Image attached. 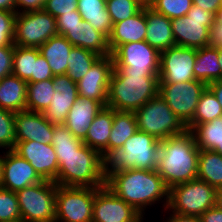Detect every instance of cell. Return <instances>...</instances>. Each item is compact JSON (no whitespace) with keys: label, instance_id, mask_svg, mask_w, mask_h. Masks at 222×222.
I'll return each mask as SVG.
<instances>
[{"label":"cell","instance_id":"cell-15","mask_svg":"<svg viewBox=\"0 0 222 222\" xmlns=\"http://www.w3.org/2000/svg\"><path fill=\"white\" fill-rule=\"evenodd\" d=\"M143 218L108 186L95 188L92 222H143Z\"/></svg>","mask_w":222,"mask_h":222},{"label":"cell","instance_id":"cell-14","mask_svg":"<svg viewBox=\"0 0 222 222\" xmlns=\"http://www.w3.org/2000/svg\"><path fill=\"white\" fill-rule=\"evenodd\" d=\"M197 49L174 45L160 52L159 83L196 80L194 65Z\"/></svg>","mask_w":222,"mask_h":222},{"label":"cell","instance_id":"cell-25","mask_svg":"<svg viewBox=\"0 0 222 222\" xmlns=\"http://www.w3.org/2000/svg\"><path fill=\"white\" fill-rule=\"evenodd\" d=\"M113 124V109L103 107L96 115L83 143L90 148L97 150L102 156L108 151V140Z\"/></svg>","mask_w":222,"mask_h":222},{"label":"cell","instance_id":"cell-10","mask_svg":"<svg viewBox=\"0 0 222 222\" xmlns=\"http://www.w3.org/2000/svg\"><path fill=\"white\" fill-rule=\"evenodd\" d=\"M56 35H58L56 18L44 9L16 14L15 46L39 48Z\"/></svg>","mask_w":222,"mask_h":222},{"label":"cell","instance_id":"cell-33","mask_svg":"<svg viewBox=\"0 0 222 222\" xmlns=\"http://www.w3.org/2000/svg\"><path fill=\"white\" fill-rule=\"evenodd\" d=\"M26 110L42 113L51 102L55 90L52 79L27 83Z\"/></svg>","mask_w":222,"mask_h":222},{"label":"cell","instance_id":"cell-55","mask_svg":"<svg viewBox=\"0 0 222 222\" xmlns=\"http://www.w3.org/2000/svg\"><path fill=\"white\" fill-rule=\"evenodd\" d=\"M216 21L222 24V6L218 9L216 14Z\"/></svg>","mask_w":222,"mask_h":222},{"label":"cell","instance_id":"cell-9","mask_svg":"<svg viewBox=\"0 0 222 222\" xmlns=\"http://www.w3.org/2000/svg\"><path fill=\"white\" fill-rule=\"evenodd\" d=\"M216 16L193 5L185 16L171 19L175 44L199 49L210 45V28Z\"/></svg>","mask_w":222,"mask_h":222},{"label":"cell","instance_id":"cell-36","mask_svg":"<svg viewBox=\"0 0 222 222\" xmlns=\"http://www.w3.org/2000/svg\"><path fill=\"white\" fill-rule=\"evenodd\" d=\"M221 116L222 106L214 93L207 87L198 101L193 119L187 125L203 124Z\"/></svg>","mask_w":222,"mask_h":222},{"label":"cell","instance_id":"cell-57","mask_svg":"<svg viewBox=\"0 0 222 222\" xmlns=\"http://www.w3.org/2000/svg\"><path fill=\"white\" fill-rule=\"evenodd\" d=\"M3 156H0V186L2 183Z\"/></svg>","mask_w":222,"mask_h":222},{"label":"cell","instance_id":"cell-1","mask_svg":"<svg viewBox=\"0 0 222 222\" xmlns=\"http://www.w3.org/2000/svg\"><path fill=\"white\" fill-rule=\"evenodd\" d=\"M51 145L59 163L57 185L89 188L106 185L102 155L77 139L65 125H54Z\"/></svg>","mask_w":222,"mask_h":222},{"label":"cell","instance_id":"cell-16","mask_svg":"<svg viewBox=\"0 0 222 222\" xmlns=\"http://www.w3.org/2000/svg\"><path fill=\"white\" fill-rule=\"evenodd\" d=\"M114 68L112 55L100 56L78 83V96L107 106L110 77Z\"/></svg>","mask_w":222,"mask_h":222},{"label":"cell","instance_id":"cell-40","mask_svg":"<svg viewBox=\"0 0 222 222\" xmlns=\"http://www.w3.org/2000/svg\"><path fill=\"white\" fill-rule=\"evenodd\" d=\"M21 219L16 192L0 187V222Z\"/></svg>","mask_w":222,"mask_h":222},{"label":"cell","instance_id":"cell-29","mask_svg":"<svg viewBox=\"0 0 222 222\" xmlns=\"http://www.w3.org/2000/svg\"><path fill=\"white\" fill-rule=\"evenodd\" d=\"M196 80L207 85L221 79L218 46H206L197 49L195 65L193 68Z\"/></svg>","mask_w":222,"mask_h":222},{"label":"cell","instance_id":"cell-13","mask_svg":"<svg viewBox=\"0 0 222 222\" xmlns=\"http://www.w3.org/2000/svg\"><path fill=\"white\" fill-rule=\"evenodd\" d=\"M208 87L200 80L182 83H159L158 94L186 126L194 116L198 101Z\"/></svg>","mask_w":222,"mask_h":222},{"label":"cell","instance_id":"cell-22","mask_svg":"<svg viewBox=\"0 0 222 222\" xmlns=\"http://www.w3.org/2000/svg\"><path fill=\"white\" fill-rule=\"evenodd\" d=\"M103 107L99 101L78 96L68 112L64 125L77 139L83 141L90 124Z\"/></svg>","mask_w":222,"mask_h":222},{"label":"cell","instance_id":"cell-35","mask_svg":"<svg viewBox=\"0 0 222 222\" xmlns=\"http://www.w3.org/2000/svg\"><path fill=\"white\" fill-rule=\"evenodd\" d=\"M40 55L38 48L14 45L12 74L26 81L34 82V61Z\"/></svg>","mask_w":222,"mask_h":222},{"label":"cell","instance_id":"cell-46","mask_svg":"<svg viewBox=\"0 0 222 222\" xmlns=\"http://www.w3.org/2000/svg\"><path fill=\"white\" fill-rule=\"evenodd\" d=\"M46 1L47 0H15V12L17 14L42 10L45 6Z\"/></svg>","mask_w":222,"mask_h":222},{"label":"cell","instance_id":"cell-56","mask_svg":"<svg viewBox=\"0 0 222 222\" xmlns=\"http://www.w3.org/2000/svg\"><path fill=\"white\" fill-rule=\"evenodd\" d=\"M212 151H215V152H217V153L222 155V137H221L220 145H217Z\"/></svg>","mask_w":222,"mask_h":222},{"label":"cell","instance_id":"cell-51","mask_svg":"<svg viewBox=\"0 0 222 222\" xmlns=\"http://www.w3.org/2000/svg\"><path fill=\"white\" fill-rule=\"evenodd\" d=\"M208 88L214 93L222 106V79L209 83Z\"/></svg>","mask_w":222,"mask_h":222},{"label":"cell","instance_id":"cell-43","mask_svg":"<svg viewBox=\"0 0 222 222\" xmlns=\"http://www.w3.org/2000/svg\"><path fill=\"white\" fill-rule=\"evenodd\" d=\"M14 46L0 47V80L13 72Z\"/></svg>","mask_w":222,"mask_h":222},{"label":"cell","instance_id":"cell-8","mask_svg":"<svg viewBox=\"0 0 222 222\" xmlns=\"http://www.w3.org/2000/svg\"><path fill=\"white\" fill-rule=\"evenodd\" d=\"M57 184L43 180L16 192L24 222H55Z\"/></svg>","mask_w":222,"mask_h":222},{"label":"cell","instance_id":"cell-49","mask_svg":"<svg viewBox=\"0 0 222 222\" xmlns=\"http://www.w3.org/2000/svg\"><path fill=\"white\" fill-rule=\"evenodd\" d=\"M200 218L202 222H222V210L214 206L206 210Z\"/></svg>","mask_w":222,"mask_h":222},{"label":"cell","instance_id":"cell-24","mask_svg":"<svg viewBox=\"0 0 222 222\" xmlns=\"http://www.w3.org/2000/svg\"><path fill=\"white\" fill-rule=\"evenodd\" d=\"M147 32L145 41L162 52L176 45L172 32L171 19L145 5Z\"/></svg>","mask_w":222,"mask_h":222},{"label":"cell","instance_id":"cell-47","mask_svg":"<svg viewBox=\"0 0 222 222\" xmlns=\"http://www.w3.org/2000/svg\"><path fill=\"white\" fill-rule=\"evenodd\" d=\"M193 5L198 6L208 12L213 13L215 16L218 9L222 6V0H192Z\"/></svg>","mask_w":222,"mask_h":222},{"label":"cell","instance_id":"cell-3","mask_svg":"<svg viewBox=\"0 0 222 222\" xmlns=\"http://www.w3.org/2000/svg\"><path fill=\"white\" fill-rule=\"evenodd\" d=\"M199 148L189 130L160 140L159 175L170 189L172 186L197 179Z\"/></svg>","mask_w":222,"mask_h":222},{"label":"cell","instance_id":"cell-20","mask_svg":"<svg viewBox=\"0 0 222 222\" xmlns=\"http://www.w3.org/2000/svg\"><path fill=\"white\" fill-rule=\"evenodd\" d=\"M54 125L43 113L32 111L15 112V139L16 141H37L51 144Z\"/></svg>","mask_w":222,"mask_h":222},{"label":"cell","instance_id":"cell-6","mask_svg":"<svg viewBox=\"0 0 222 222\" xmlns=\"http://www.w3.org/2000/svg\"><path fill=\"white\" fill-rule=\"evenodd\" d=\"M137 130L159 140L183 134L187 128L158 94L134 112Z\"/></svg>","mask_w":222,"mask_h":222},{"label":"cell","instance_id":"cell-5","mask_svg":"<svg viewBox=\"0 0 222 222\" xmlns=\"http://www.w3.org/2000/svg\"><path fill=\"white\" fill-rule=\"evenodd\" d=\"M159 76L137 72H112L107 107L116 111L135 112L158 95Z\"/></svg>","mask_w":222,"mask_h":222},{"label":"cell","instance_id":"cell-18","mask_svg":"<svg viewBox=\"0 0 222 222\" xmlns=\"http://www.w3.org/2000/svg\"><path fill=\"white\" fill-rule=\"evenodd\" d=\"M43 179L33 166L13 150L3 156L2 183L4 189L17 192L25 187L42 182Z\"/></svg>","mask_w":222,"mask_h":222},{"label":"cell","instance_id":"cell-50","mask_svg":"<svg viewBox=\"0 0 222 222\" xmlns=\"http://www.w3.org/2000/svg\"><path fill=\"white\" fill-rule=\"evenodd\" d=\"M167 222H202L200 216L184 215L172 212Z\"/></svg>","mask_w":222,"mask_h":222},{"label":"cell","instance_id":"cell-30","mask_svg":"<svg viewBox=\"0 0 222 222\" xmlns=\"http://www.w3.org/2000/svg\"><path fill=\"white\" fill-rule=\"evenodd\" d=\"M197 179L215 189L222 188V155L212 150L199 149Z\"/></svg>","mask_w":222,"mask_h":222},{"label":"cell","instance_id":"cell-31","mask_svg":"<svg viewBox=\"0 0 222 222\" xmlns=\"http://www.w3.org/2000/svg\"><path fill=\"white\" fill-rule=\"evenodd\" d=\"M137 131L134 112L113 109V124L108 140V150L123 147L125 141Z\"/></svg>","mask_w":222,"mask_h":222},{"label":"cell","instance_id":"cell-12","mask_svg":"<svg viewBox=\"0 0 222 222\" xmlns=\"http://www.w3.org/2000/svg\"><path fill=\"white\" fill-rule=\"evenodd\" d=\"M112 72H137L143 75L158 76L160 52L145 40L120 45L112 54Z\"/></svg>","mask_w":222,"mask_h":222},{"label":"cell","instance_id":"cell-4","mask_svg":"<svg viewBox=\"0 0 222 222\" xmlns=\"http://www.w3.org/2000/svg\"><path fill=\"white\" fill-rule=\"evenodd\" d=\"M160 140L137 130L123 147L108 150L102 156V174L107 180L111 175L128 169L156 170Z\"/></svg>","mask_w":222,"mask_h":222},{"label":"cell","instance_id":"cell-17","mask_svg":"<svg viewBox=\"0 0 222 222\" xmlns=\"http://www.w3.org/2000/svg\"><path fill=\"white\" fill-rule=\"evenodd\" d=\"M13 151L27 160L43 180L57 179L59 163L54 147L37 141H15Z\"/></svg>","mask_w":222,"mask_h":222},{"label":"cell","instance_id":"cell-32","mask_svg":"<svg viewBox=\"0 0 222 222\" xmlns=\"http://www.w3.org/2000/svg\"><path fill=\"white\" fill-rule=\"evenodd\" d=\"M194 137L196 146L202 150H213L221 143L222 116L198 125H186Z\"/></svg>","mask_w":222,"mask_h":222},{"label":"cell","instance_id":"cell-52","mask_svg":"<svg viewBox=\"0 0 222 222\" xmlns=\"http://www.w3.org/2000/svg\"><path fill=\"white\" fill-rule=\"evenodd\" d=\"M0 10L15 12V0H0Z\"/></svg>","mask_w":222,"mask_h":222},{"label":"cell","instance_id":"cell-39","mask_svg":"<svg viewBox=\"0 0 222 222\" xmlns=\"http://www.w3.org/2000/svg\"><path fill=\"white\" fill-rule=\"evenodd\" d=\"M15 112L0 108V148L15 146Z\"/></svg>","mask_w":222,"mask_h":222},{"label":"cell","instance_id":"cell-58","mask_svg":"<svg viewBox=\"0 0 222 222\" xmlns=\"http://www.w3.org/2000/svg\"><path fill=\"white\" fill-rule=\"evenodd\" d=\"M144 5H149L152 0H140Z\"/></svg>","mask_w":222,"mask_h":222},{"label":"cell","instance_id":"cell-2","mask_svg":"<svg viewBox=\"0 0 222 222\" xmlns=\"http://www.w3.org/2000/svg\"><path fill=\"white\" fill-rule=\"evenodd\" d=\"M106 186L142 216L147 206L160 199L165 200V210L168 206L169 188L157 170H123L111 175L106 180Z\"/></svg>","mask_w":222,"mask_h":222},{"label":"cell","instance_id":"cell-19","mask_svg":"<svg viewBox=\"0 0 222 222\" xmlns=\"http://www.w3.org/2000/svg\"><path fill=\"white\" fill-rule=\"evenodd\" d=\"M52 81L55 94L49 107L42 113L53 125H64L68 112L78 97L77 83L67 74L54 75Z\"/></svg>","mask_w":222,"mask_h":222},{"label":"cell","instance_id":"cell-37","mask_svg":"<svg viewBox=\"0 0 222 222\" xmlns=\"http://www.w3.org/2000/svg\"><path fill=\"white\" fill-rule=\"evenodd\" d=\"M144 6L140 0H106V8L113 24L135 15Z\"/></svg>","mask_w":222,"mask_h":222},{"label":"cell","instance_id":"cell-44","mask_svg":"<svg viewBox=\"0 0 222 222\" xmlns=\"http://www.w3.org/2000/svg\"><path fill=\"white\" fill-rule=\"evenodd\" d=\"M82 20V16L78 10L58 16L56 18L58 35L66 33L67 27H74L77 24H81Z\"/></svg>","mask_w":222,"mask_h":222},{"label":"cell","instance_id":"cell-27","mask_svg":"<svg viewBox=\"0 0 222 222\" xmlns=\"http://www.w3.org/2000/svg\"><path fill=\"white\" fill-rule=\"evenodd\" d=\"M27 82L11 74L0 80V108L12 112L26 110Z\"/></svg>","mask_w":222,"mask_h":222},{"label":"cell","instance_id":"cell-53","mask_svg":"<svg viewBox=\"0 0 222 222\" xmlns=\"http://www.w3.org/2000/svg\"><path fill=\"white\" fill-rule=\"evenodd\" d=\"M215 206L222 210V188L216 189Z\"/></svg>","mask_w":222,"mask_h":222},{"label":"cell","instance_id":"cell-48","mask_svg":"<svg viewBox=\"0 0 222 222\" xmlns=\"http://www.w3.org/2000/svg\"><path fill=\"white\" fill-rule=\"evenodd\" d=\"M210 45L222 47V24L216 20L210 28Z\"/></svg>","mask_w":222,"mask_h":222},{"label":"cell","instance_id":"cell-26","mask_svg":"<svg viewBox=\"0 0 222 222\" xmlns=\"http://www.w3.org/2000/svg\"><path fill=\"white\" fill-rule=\"evenodd\" d=\"M73 45L63 36L56 35L51 37L38 49L48 62L54 75L66 74L69 60V53Z\"/></svg>","mask_w":222,"mask_h":222},{"label":"cell","instance_id":"cell-7","mask_svg":"<svg viewBox=\"0 0 222 222\" xmlns=\"http://www.w3.org/2000/svg\"><path fill=\"white\" fill-rule=\"evenodd\" d=\"M216 189L205 181L195 179L169 189L167 210L184 215L201 216L215 206Z\"/></svg>","mask_w":222,"mask_h":222},{"label":"cell","instance_id":"cell-34","mask_svg":"<svg viewBox=\"0 0 222 222\" xmlns=\"http://www.w3.org/2000/svg\"><path fill=\"white\" fill-rule=\"evenodd\" d=\"M100 56L88 49L73 46L69 53L68 67L66 74L69 78L78 81L87 74L91 66Z\"/></svg>","mask_w":222,"mask_h":222},{"label":"cell","instance_id":"cell-54","mask_svg":"<svg viewBox=\"0 0 222 222\" xmlns=\"http://www.w3.org/2000/svg\"><path fill=\"white\" fill-rule=\"evenodd\" d=\"M218 55H219V65L221 68V79H222V47L218 46Z\"/></svg>","mask_w":222,"mask_h":222},{"label":"cell","instance_id":"cell-21","mask_svg":"<svg viewBox=\"0 0 222 222\" xmlns=\"http://www.w3.org/2000/svg\"><path fill=\"white\" fill-rule=\"evenodd\" d=\"M147 21L145 6L135 15L113 24L108 44L111 54L122 44L145 40Z\"/></svg>","mask_w":222,"mask_h":222},{"label":"cell","instance_id":"cell-23","mask_svg":"<svg viewBox=\"0 0 222 222\" xmlns=\"http://www.w3.org/2000/svg\"><path fill=\"white\" fill-rule=\"evenodd\" d=\"M63 36L73 45L88 49L99 56L111 55L108 38L101 32L95 30L92 25L82 20L81 24L67 27Z\"/></svg>","mask_w":222,"mask_h":222},{"label":"cell","instance_id":"cell-38","mask_svg":"<svg viewBox=\"0 0 222 222\" xmlns=\"http://www.w3.org/2000/svg\"><path fill=\"white\" fill-rule=\"evenodd\" d=\"M169 19L185 16L193 6L192 0H152L148 5Z\"/></svg>","mask_w":222,"mask_h":222},{"label":"cell","instance_id":"cell-41","mask_svg":"<svg viewBox=\"0 0 222 222\" xmlns=\"http://www.w3.org/2000/svg\"><path fill=\"white\" fill-rule=\"evenodd\" d=\"M16 12L0 10V47L14 46Z\"/></svg>","mask_w":222,"mask_h":222},{"label":"cell","instance_id":"cell-28","mask_svg":"<svg viewBox=\"0 0 222 222\" xmlns=\"http://www.w3.org/2000/svg\"><path fill=\"white\" fill-rule=\"evenodd\" d=\"M77 6L82 19L109 38L113 23L106 8V0H78Z\"/></svg>","mask_w":222,"mask_h":222},{"label":"cell","instance_id":"cell-59","mask_svg":"<svg viewBox=\"0 0 222 222\" xmlns=\"http://www.w3.org/2000/svg\"><path fill=\"white\" fill-rule=\"evenodd\" d=\"M7 222H24L22 219L14 220V221H7Z\"/></svg>","mask_w":222,"mask_h":222},{"label":"cell","instance_id":"cell-42","mask_svg":"<svg viewBox=\"0 0 222 222\" xmlns=\"http://www.w3.org/2000/svg\"><path fill=\"white\" fill-rule=\"evenodd\" d=\"M77 3L78 0H47L43 9L57 18L60 15L77 11Z\"/></svg>","mask_w":222,"mask_h":222},{"label":"cell","instance_id":"cell-11","mask_svg":"<svg viewBox=\"0 0 222 222\" xmlns=\"http://www.w3.org/2000/svg\"><path fill=\"white\" fill-rule=\"evenodd\" d=\"M95 188L57 185L55 222H92Z\"/></svg>","mask_w":222,"mask_h":222},{"label":"cell","instance_id":"cell-45","mask_svg":"<svg viewBox=\"0 0 222 222\" xmlns=\"http://www.w3.org/2000/svg\"><path fill=\"white\" fill-rule=\"evenodd\" d=\"M53 77L54 74L48 62L42 55H39L36 61H34V82L53 79Z\"/></svg>","mask_w":222,"mask_h":222}]
</instances>
